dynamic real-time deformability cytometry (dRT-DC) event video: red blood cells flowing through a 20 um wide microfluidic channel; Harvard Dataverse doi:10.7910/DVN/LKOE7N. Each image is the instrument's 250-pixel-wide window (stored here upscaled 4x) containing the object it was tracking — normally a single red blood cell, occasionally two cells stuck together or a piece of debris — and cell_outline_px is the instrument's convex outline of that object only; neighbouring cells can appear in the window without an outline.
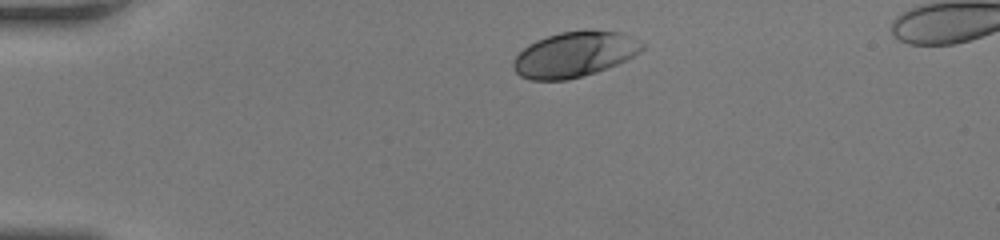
{"species": "human", "species_latin": "Homo sapiens", "temperature_condition": "room temperature", "stored_images_in_passage": 37, "camera_frame_rate_fps": 3000, "um_per_image_px": 0.085, "donor": {"sex": "female"}, "frame": {"image": 1, "passage_image": 1, "time_ms": 0.0, "image_size_px": [1000, 240], "cell_outline_px": [[644, 48], [640, 52], [616, 64], [596, 72], [568, 80], [532, 80], [520, 76], [512, 68], [512, 64], [516, 56], [528, 44], [536, 40], [560, 32], [592, 28], [620, 32], [644, 44]], "centroid_in_image_um": [48.81, 4.61], "position_along_channel_um": 36.2, "area_um2": 34.1}}
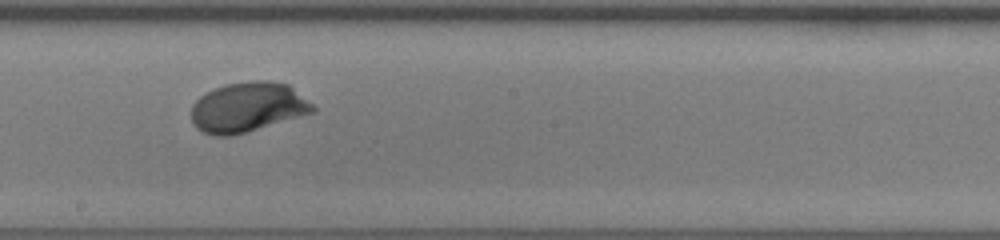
{"frame": {"image": 2, "passage_image": 19, "time_ms": 6.0, "image_size_px": [1000, 240], "cell_outline_px": [[316, 112], [232, 136], [216, 136], [204, 132], [196, 128], [192, 124], [192, 104], [204, 92], [228, 84], [252, 80], [268, 80], [288, 84], [312, 104], [316, 108]], "centroid_in_image_um": [21.05, 9.11], "position_along_channel_um": 227.2, "area_um2": 35.32}}
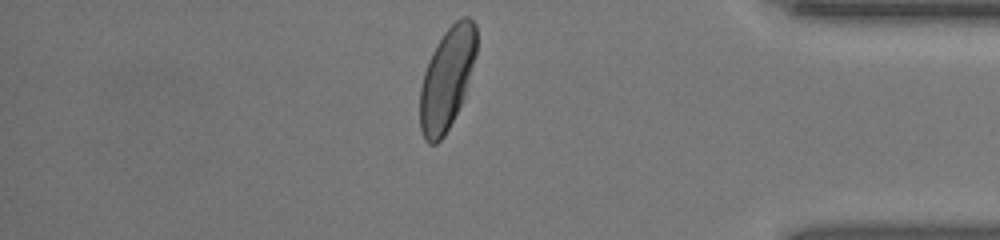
{"frame": {"image": 3, "passage_image": 33, "time_ms": 10.667, "image_size_px": [1000, 240], "cell_outline_px": [[476, 52], [464, 96], [444, 136], [436, 144], [428, 144], [424, 140], [420, 128], [420, 88], [424, 72], [428, 60], [436, 44], [444, 32], [456, 20], [464, 16], [468, 16], [476, 24]], "centroid_in_image_um": [37.97, 6.68], "position_along_channel_um": 397.2, "area_um2": 33.23}, "authors_computed_cell_mechanics": {"area_um2": 33.6974, "velocity_mm_per_s": 4.1689, "shape_relaxation_time_tau1_ms": 1.6346, "shape_relaxation_time_tau2_ms": null, "deformation_change_tau1": 0.1367, "deformation_change_tau2": null}}